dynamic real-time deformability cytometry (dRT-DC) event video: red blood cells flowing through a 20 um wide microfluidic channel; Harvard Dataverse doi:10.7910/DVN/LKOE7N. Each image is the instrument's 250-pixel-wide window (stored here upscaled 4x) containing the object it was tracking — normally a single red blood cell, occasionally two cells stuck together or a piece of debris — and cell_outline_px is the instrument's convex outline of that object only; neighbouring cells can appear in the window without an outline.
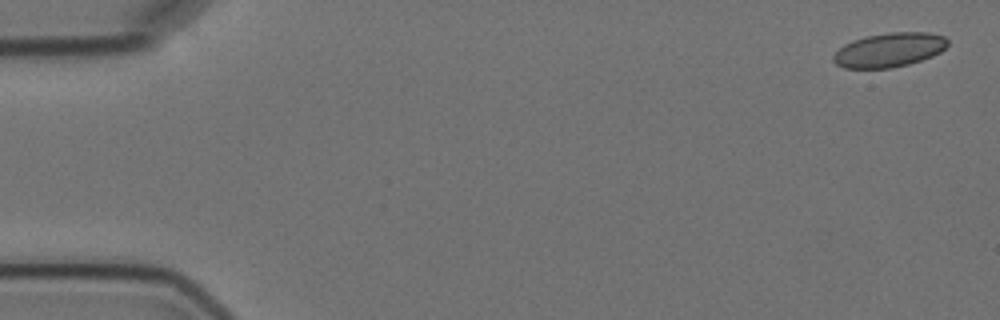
{"species": "Egyptian fruit bat (a non-hibernating species)", "species_latin": "Rousettus aegyptiacus", "temperature_condition": "cold", "stored_images_in_passage": 4, "camera_frame_rate_fps": 3000, "um_per_image_px": 0.085, "animal": {"sex": "female"}, "frame": {"image": 1, "passage_image": 1, "time_ms": 0.0, "image_size_px": [1000, 320], "cell_outline_px": [[948, 44], [940, 52], [932, 56], [908, 64], [892, 68], [844, 68], [836, 64], [832, 60], [832, 56], [844, 44], [852, 40], [864, 36], [888, 32], [928, 32], [944, 36], [948, 40]], "centroid_in_image_um": [75.57, 4.23], "position_along_channel_um": 9.4, "area_um2": 22.89}}